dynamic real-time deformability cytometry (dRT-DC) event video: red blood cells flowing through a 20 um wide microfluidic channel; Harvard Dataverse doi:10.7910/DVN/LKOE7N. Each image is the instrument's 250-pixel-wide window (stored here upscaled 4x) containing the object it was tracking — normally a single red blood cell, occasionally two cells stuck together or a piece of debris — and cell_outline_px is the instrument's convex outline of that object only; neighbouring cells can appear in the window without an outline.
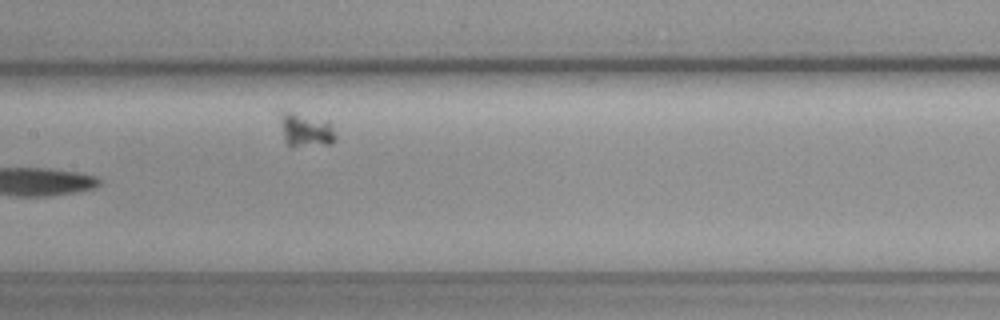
{"species": "common noctule bat (a hibernating species)", "species_latin": "Nyctalus noctula", "temperature_condition": "cold", "stored_images_in_passage": 9, "camera_frame_rate_fps": 3000, "um_per_image_px": 0.085, "animal": {"sex": "female", "body_mass_g": 19.3, "forearm_length_mm": 54.1}, "frame": {"image": 1, "passage_image": 9, "time_ms": 2.667, "image_size_px": [1000, 320], "cell_outline_px": [[336, 140], [332, 144], [288, 144], [284, 140], [280, 120], [280, 112], [292, 112], [328, 120], [336, 136]], "centroid_in_image_um": [26.01, 11.01], "position_along_channel_um": 181.4, "area_um2": 10.46}}